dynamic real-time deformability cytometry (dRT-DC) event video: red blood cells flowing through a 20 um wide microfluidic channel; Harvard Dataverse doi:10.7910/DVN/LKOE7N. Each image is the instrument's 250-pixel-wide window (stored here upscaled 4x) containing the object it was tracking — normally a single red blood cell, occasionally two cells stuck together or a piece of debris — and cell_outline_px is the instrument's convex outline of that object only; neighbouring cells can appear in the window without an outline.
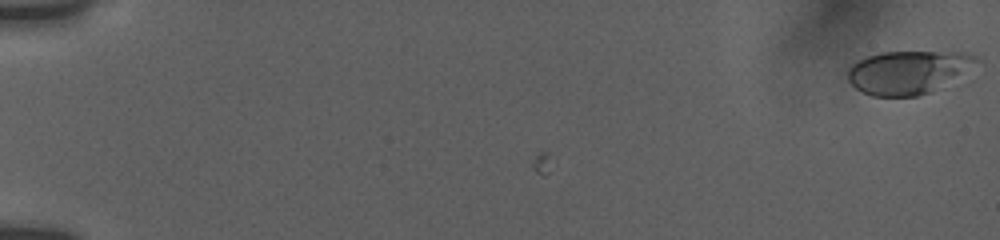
{"species": "human", "species_latin": "Homo sapiens", "temperature_condition": "room temperature", "stored_images_in_passage": 6, "camera_frame_rate_fps": 3000, "um_per_image_px": 0.085, "donor": {"sex": "female"}, "frame": {"image": 1, "passage_image": 1, "time_ms": 0.0, "image_size_px": [1000, 240], "cell_outline_px": [[984, 64], [932, 92], [916, 96], [872, 96], [856, 88], [848, 80], [848, 68], [852, 64], [868, 56], [880, 52], [968, 52], [976, 56]], "centroid_in_image_um": [77.32, 6.13], "position_along_channel_um": 7.7, "area_um2": 33.0}}